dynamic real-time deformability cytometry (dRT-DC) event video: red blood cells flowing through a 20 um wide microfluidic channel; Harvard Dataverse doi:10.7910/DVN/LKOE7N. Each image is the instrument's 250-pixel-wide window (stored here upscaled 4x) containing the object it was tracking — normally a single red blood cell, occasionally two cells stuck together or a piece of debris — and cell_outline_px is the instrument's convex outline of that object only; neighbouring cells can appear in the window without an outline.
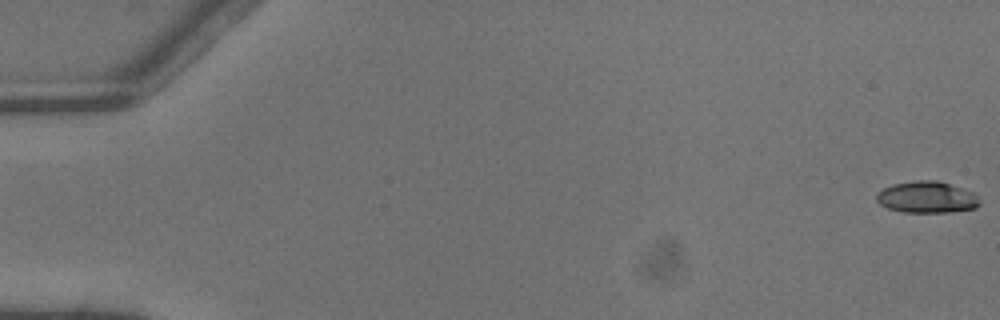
{"species": "common noctule bat (a hibernating species)", "species_latin": "Nyctalus noctula", "temperature_condition": "warm", "stored_images_in_passage": 6, "camera_frame_rate_fps": 3000, "um_per_image_px": 0.085, "animal": {"sex": "male", "body_mass_g": 13.3}, "frame": {"image": 1, "passage_image": 1, "time_ms": 0.0, "image_size_px": [1000, 320], "cell_outline_px": [[980, 204], [976, 208], [952, 212], [904, 212], [888, 208], [880, 204], [876, 200], [876, 192], [892, 184], [916, 180], [936, 180], [976, 192], [980, 200]], "centroid_in_image_um": [78.81, 16.76], "position_along_channel_um": 6.2, "area_um2": 19.19}}
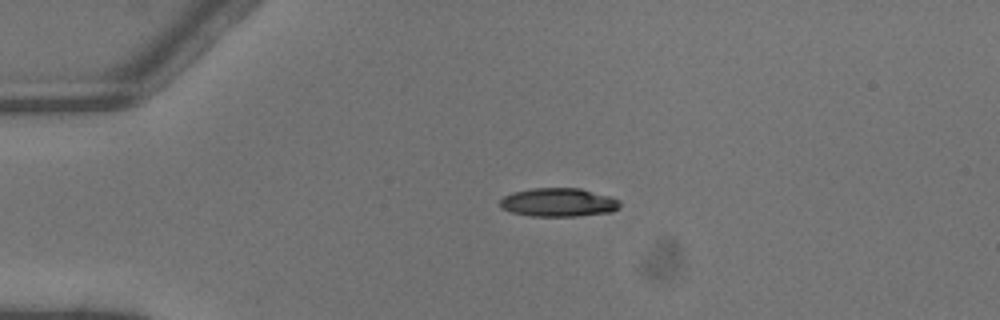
{"frame": {"image": 2, "passage_image": 4, "time_ms": 1.0, "image_size_px": [1000, 320], "cell_outline_px": [[620, 208], [612, 212], [576, 216], [532, 216], [512, 212], [500, 208], [500, 200], [504, 196], [512, 192], [532, 188], [580, 188], [608, 196], [620, 200]], "centroid_in_image_um": [47.47, 17.2], "position_along_channel_um": 37.5, "area_um2": 20.0}}
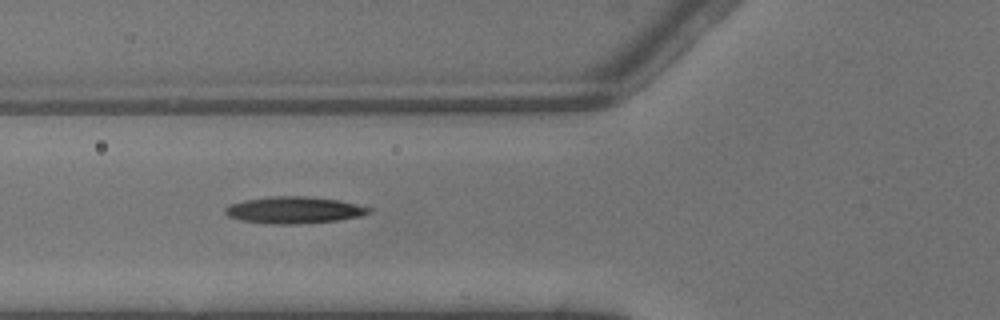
{"frame": {"image": 3, "passage_image": 6, "time_ms": 1.667, "image_size_px": [1000, 320], "cell_outline_px": [[372, 212], [360, 216], [336, 220], [292, 224], [272, 224], [240, 220], [228, 216], [224, 212], [224, 208], [228, 204], [244, 200], [268, 196], [308, 196], [340, 200], [372, 208]], "centroid_in_image_um": [24.96, 17.84], "position_along_channel_um": 100.8, "area_um2": 22.48}}